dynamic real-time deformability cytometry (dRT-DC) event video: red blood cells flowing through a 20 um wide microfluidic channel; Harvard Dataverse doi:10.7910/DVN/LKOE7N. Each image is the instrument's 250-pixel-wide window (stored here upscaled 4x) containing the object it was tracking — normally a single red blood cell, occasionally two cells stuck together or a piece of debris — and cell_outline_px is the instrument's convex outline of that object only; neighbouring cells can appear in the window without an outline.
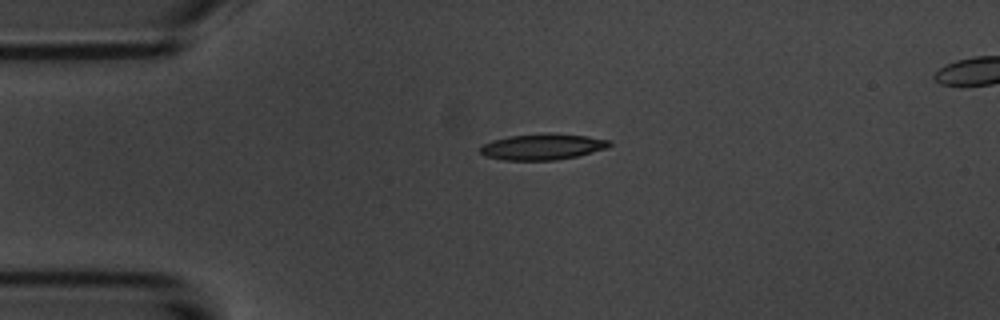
{"species": "common noctule bat (a hibernating species)", "species_latin": "Nyctalus noctula", "temperature_condition": "room temperature", "stored_images_in_passage": 3, "camera_frame_rate_fps": 3000, "um_per_image_px": 0.085, "animal": {"sex": "male", "body_mass_g": 20.1, "forearm_length_mm": 53.5}, "frame": {"image": 1, "passage_image": 1, "time_ms": 0.0, "image_size_px": [1000, 320], "cell_outline_px": [[612, 144], [608, 148], [576, 156], [556, 160], [504, 160], [484, 156], [480, 152], [480, 148], [484, 144], [492, 140], [508, 136], [544, 132], [548, 132], [588, 136], [612, 140]], "centroid_in_image_um": [46.14, 12.46], "position_along_channel_um": 38.9, "area_um2": 19.88}}